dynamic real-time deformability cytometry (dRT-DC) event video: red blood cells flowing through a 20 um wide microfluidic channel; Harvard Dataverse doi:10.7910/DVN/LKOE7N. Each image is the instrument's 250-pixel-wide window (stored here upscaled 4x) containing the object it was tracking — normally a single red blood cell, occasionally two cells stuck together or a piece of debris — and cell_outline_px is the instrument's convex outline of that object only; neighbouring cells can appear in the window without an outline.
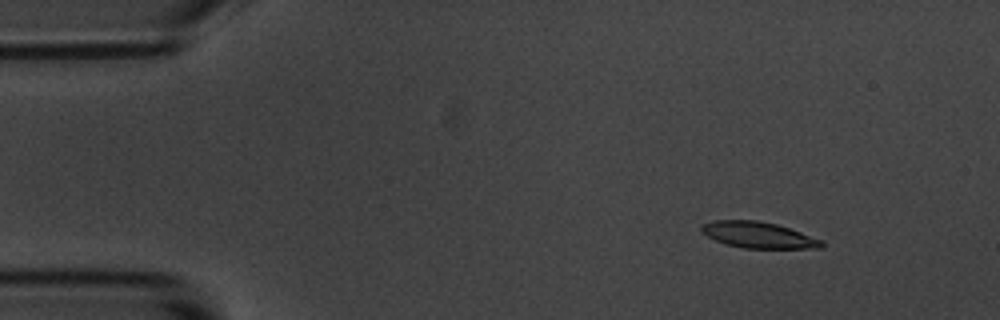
{"species": "common noctule bat (a hibernating species)", "species_latin": "Nyctalus noctula", "temperature_condition": "room temperature", "stored_images_in_passage": 5, "camera_frame_rate_fps": 3000, "um_per_image_px": 0.085, "animal": {"sex": "male", "body_mass_g": 20.1, "forearm_length_mm": 53.5}, "frame": {"image": 1, "passage_image": 2, "time_ms": 1.333, "image_size_px": [1000, 320], "cell_outline_px": [[824, 244], [820, 248], [744, 248], [728, 244], [716, 240], [700, 232], [700, 224], [712, 220], [756, 220], [776, 224], [824, 240]], "centroid_in_image_um": [64.44, 19.96], "position_along_channel_um": 20.6, "area_um2": 18.26}}
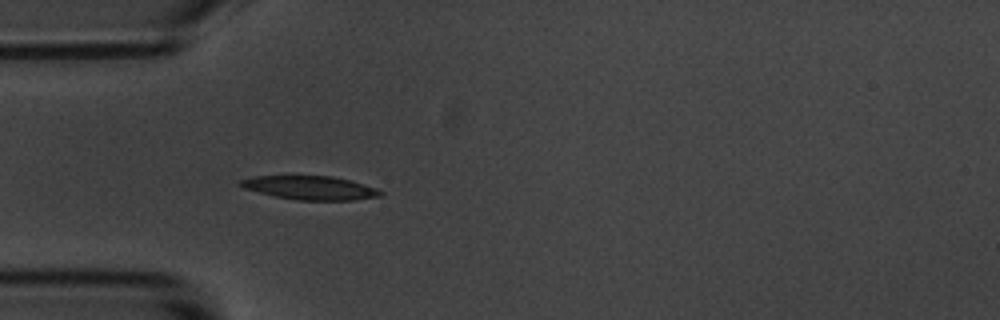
{"frame": {"image": 2, "passage_image": 5, "time_ms": 4.667, "image_size_px": [1000, 320], "cell_outline_px": [[384, 192], [380, 196], [352, 200], [296, 200], [272, 196], [244, 188], [236, 184], [240, 180], [252, 176], [332, 176], [348, 180], [376, 188]], "centroid_in_image_um": [26.3, 15.96], "position_along_channel_um": 58.7, "area_um2": 19.31}}